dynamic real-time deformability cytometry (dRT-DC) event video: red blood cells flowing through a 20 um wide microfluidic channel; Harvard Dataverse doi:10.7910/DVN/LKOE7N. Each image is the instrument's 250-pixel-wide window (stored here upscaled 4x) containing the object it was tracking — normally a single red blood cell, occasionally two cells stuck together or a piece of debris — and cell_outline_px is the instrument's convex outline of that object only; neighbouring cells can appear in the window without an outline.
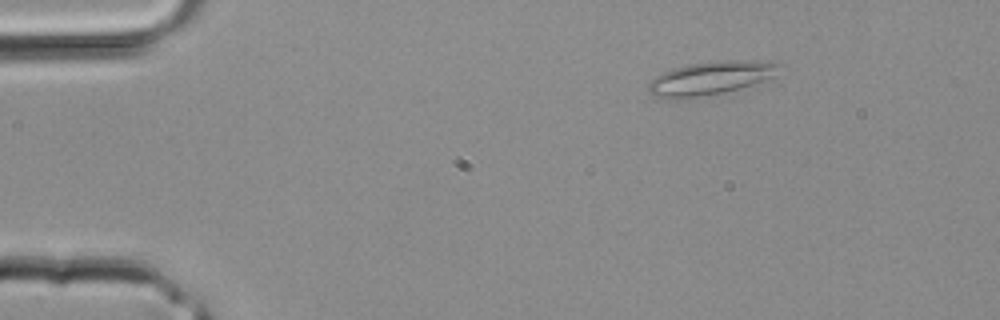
{"species": "common noctule bat (a hibernating species)", "species_latin": "Nyctalus noctula", "temperature_condition": "room temperature", "stored_images_in_passage": 4, "camera_frame_rate_fps": 3000, "um_per_image_px": 0.085, "animal": {"sex": "male", "body_mass_g": 20.4}, "frame": {"image": 1, "passage_image": 2, "time_ms": 0.333, "image_size_px": [1000, 320], "cell_outline_px": [[784, 64], [772, 76], [764, 80], [740, 88], [724, 92], [680, 100], [672, 100], [652, 96], [648, 92], [648, 84], [656, 76], [672, 68], [692, 64], [728, 60], [780, 60]], "centroid_in_image_um": [60.42, 6.64], "position_along_channel_um": 24.6, "area_um2": 25.78}}